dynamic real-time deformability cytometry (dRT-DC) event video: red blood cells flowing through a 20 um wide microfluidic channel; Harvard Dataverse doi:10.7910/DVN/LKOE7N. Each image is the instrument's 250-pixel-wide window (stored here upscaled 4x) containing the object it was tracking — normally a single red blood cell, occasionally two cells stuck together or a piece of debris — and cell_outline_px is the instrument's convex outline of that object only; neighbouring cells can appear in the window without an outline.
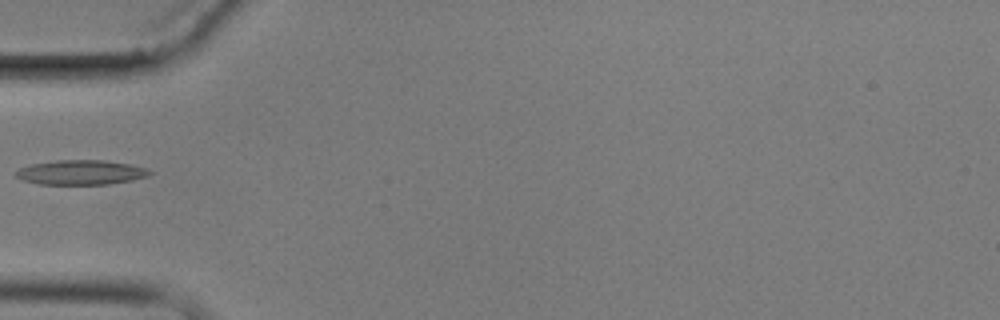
{"species": "common noctule bat (a hibernating species)", "species_latin": "Nyctalus noctula", "temperature_condition": "cold", "stored_images_in_passage": 3, "camera_frame_rate_fps": 3000, "um_per_image_px": 0.085, "animal": {"sex": "male", "body_mass_g": 17.9}, "frame": {"image": 1, "passage_image": 3, "time_ms": 2.333, "image_size_px": [1000, 320], "cell_outline_px": [[152, 172], [148, 176], [132, 180], [108, 184], [40, 184], [24, 180], [16, 176], [12, 172], [20, 168], [32, 164], [56, 160], [104, 160], [128, 164], [144, 168]], "centroid_in_image_um": [6.84, 14.65], "position_along_channel_um": 78.2, "area_um2": 19.02}}